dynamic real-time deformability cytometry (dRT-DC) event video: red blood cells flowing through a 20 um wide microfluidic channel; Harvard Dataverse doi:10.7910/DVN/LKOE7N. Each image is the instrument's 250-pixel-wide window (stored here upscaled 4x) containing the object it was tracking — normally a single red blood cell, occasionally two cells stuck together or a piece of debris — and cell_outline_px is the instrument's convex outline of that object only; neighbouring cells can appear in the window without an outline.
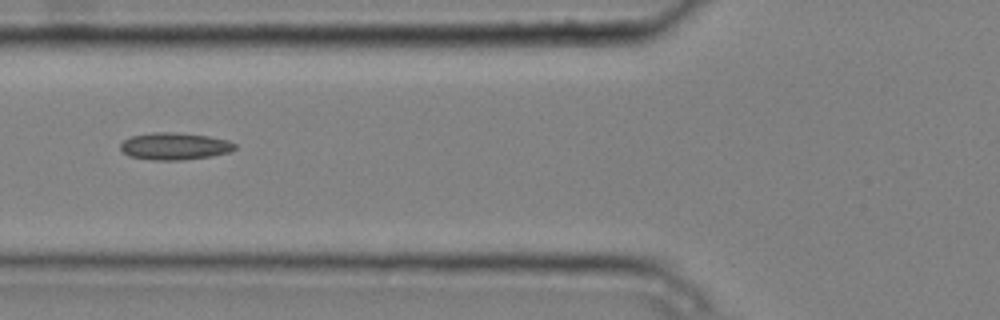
{"species": "common noctule bat (a hibernating species)", "species_latin": "Nyctalus noctula", "temperature_condition": "cold", "stored_images_in_passage": 9, "camera_frame_rate_fps": 3000, "um_per_image_px": 0.085, "animal": {"sex": "male", "body_mass_g": 20.4}, "frame": {"image": 1, "passage_image": 8, "time_ms": 2.333, "image_size_px": [1000, 320], "cell_outline_px": [[236, 148], [228, 152], [212, 156], [180, 160], [156, 160], [128, 156], [120, 148], [120, 144], [124, 140], [132, 136], [152, 132], [172, 132], [208, 136], [228, 140], [236, 144]], "centroid_in_image_um": [14.84, 12.42], "position_along_channel_um": 111.0, "area_um2": 17.98}}
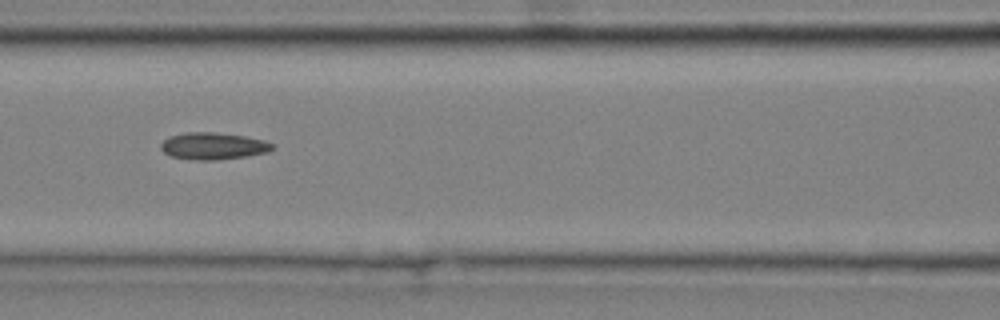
{"frame": {"image": 2, "passage_image": 9, "time_ms": 2.667, "image_size_px": [1000, 320], "cell_outline_px": [[276, 148], [268, 152], [244, 156], [216, 160], [196, 160], [172, 156], [164, 152], [160, 148], [160, 144], [168, 136], [184, 132], [216, 132], [244, 136], [264, 140], [276, 144]], "centroid_in_image_um": [18.14, 12.4], "position_along_channel_um": 148.5, "area_um2": 17.63}}